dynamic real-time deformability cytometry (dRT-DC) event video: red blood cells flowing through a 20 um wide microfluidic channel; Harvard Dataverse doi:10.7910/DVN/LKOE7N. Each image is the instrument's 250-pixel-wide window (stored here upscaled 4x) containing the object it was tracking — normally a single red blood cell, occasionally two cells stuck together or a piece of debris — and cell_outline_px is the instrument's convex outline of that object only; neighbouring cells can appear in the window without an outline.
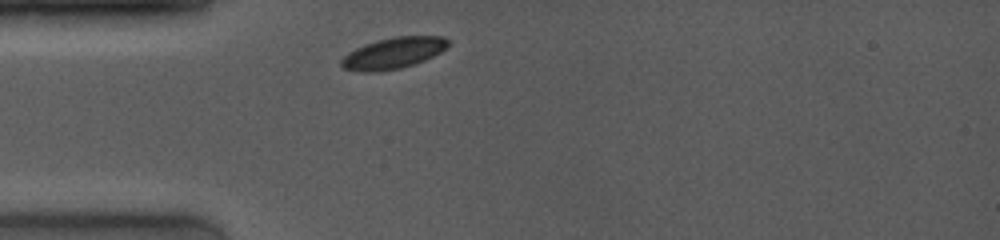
{"species": "common noctule bat (a hibernating species)", "species_latin": "Nyctalus noctula", "temperature_condition": "room temperature", "stored_images_in_passage": 1, "camera_frame_rate_fps": 4000, "um_per_image_px": 0.085, "animal": {"sex": "female", "body_mass_g": 19.0, "forearm_length_mm": 53.3}, "frame": {"image": 1, "passage_image": 1, "time_ms": 0.0, "image_size_px": [1000, 240], "cell_outline_px": [[448, 44], [440, 52], [424, 60], [400, 68], [376, 72], [360, 72], [344, 68], [340, 64], [340, 60], [348, 52], [364, 44], [376, 40], [396, 36], [444, 36], [448, 40]], "centroid_in_image_um": [33.39, 4.51], "position_along_channel_um": 51.6, "area_um2": 19.31}}